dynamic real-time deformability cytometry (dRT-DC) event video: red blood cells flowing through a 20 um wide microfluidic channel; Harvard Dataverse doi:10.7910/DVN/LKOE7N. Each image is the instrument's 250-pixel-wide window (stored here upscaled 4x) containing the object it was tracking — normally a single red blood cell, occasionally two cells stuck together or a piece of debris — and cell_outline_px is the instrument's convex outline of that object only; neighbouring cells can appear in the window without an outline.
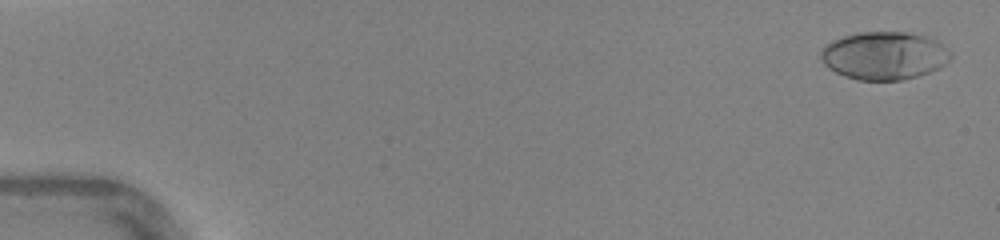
{"species": "human", "species_latin": "Homo sapiens", "temperature_condition": "warm", "stored_images_in_passage": 47, "camera_frame_rate_fps": 3000, "um_per_image_px": 0.085, "donor": {"sex": "female"}, "frame": {"image": 1, "passage_image": 2, "time_ms": 0.333, "image_size_px": [1000, 240], "cell_outline_px": [[952, 56], [940, 68], [916, 76], [900, 80], [856, 80], [844, 76], [828, 68], [820, 60], [820, 52], [832, 40], [844, 36], [860, 32], [904, 32], [924, 36], [944, 44], [952, 52]], "centroid_in_image_um": [75.15, 4.73], "position_along_channel_um": 9.8, "area_um2": 36.24}}
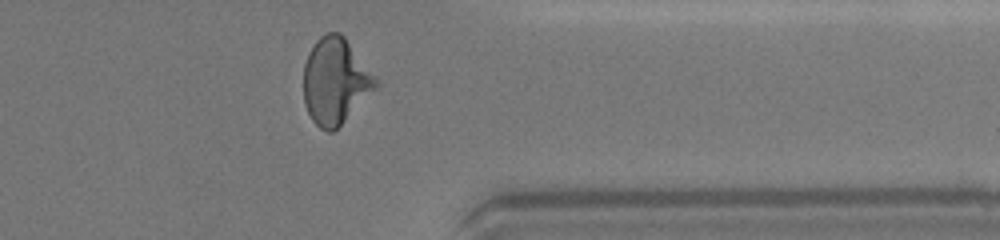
{"frame": {"image": 2, "passage_image": 38, "time_ms": 12.333, "image_size_px": [1000, 240], "cell_outline_px": [[380, 84], [332, 132], [328, 132], [320, 128], [312, 120], [304, 104], [304, 64], [308, 52], [316, 40], [320, 36], [328, 32], [340, 32], [344, 36], [376, 76]], "centroid_in_image_um": [28.49, 6.86], "position_along_channel_um": 382.9, "area_um2": 36.01}}
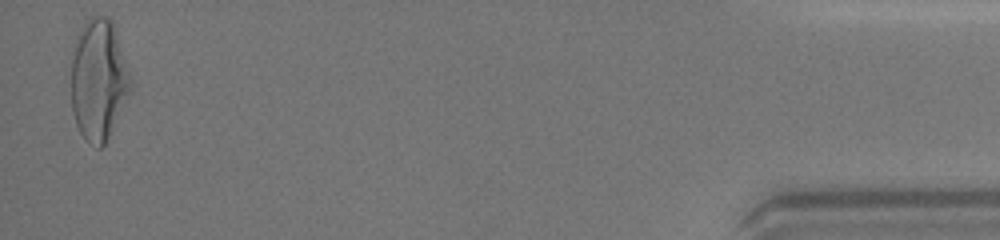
{"frame": {"image": 3, "passage_image": 46, "time_ms": 15.0, "image_size_px": [1000, 240], "cell_outline_px": [[132, 88], [104, 144], [100, 148], [96, 148], [88, 144], [84, 140], [76, 124], [72, 112], [72, 40], [88, 16], [104, 16], [112, 20], [132, 80]], "centroid_in_image_um": [8.35, 6.75], "position_along_channel_um": 426.9, "area_um2": 42.19}, "authors_computed_cell_mechanics": {"area_um2": 34.4488, "velocity_mm_per_s": 4.396, "shape_relaxation_time_tau1_ms": 4.0522, "shape_relaxation_time_tau2_ms": 0.637, "deformation_change_tau1": 0.2103, "deformation_change_tau2": 0.0557}}